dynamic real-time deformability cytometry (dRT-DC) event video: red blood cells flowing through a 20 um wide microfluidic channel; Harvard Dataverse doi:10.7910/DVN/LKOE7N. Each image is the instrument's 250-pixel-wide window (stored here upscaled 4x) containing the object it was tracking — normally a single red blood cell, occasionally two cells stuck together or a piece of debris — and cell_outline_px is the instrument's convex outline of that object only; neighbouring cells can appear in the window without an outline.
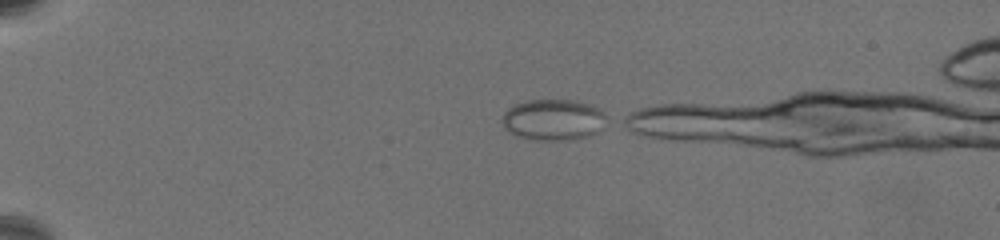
{"species": "common noctule bat (a hibernating species)", "species_latin": "Nyctalus noctula", "temperature_condition": "warm", "stored_images_in_passage": 13, "camera_frame_rate_fps": 3000, "um_per_image_px": 0.085, "animal": {"sex": "female", "body_mass_g": 19.5, "forearm_length_mm": 54.1}, "frame": {"image": 1, "passage_image": 1, "time_ms": 0.0, "image_size_px": [1000, 240], "cell_outline_px": [[608, 116], [600, 128], [596, 132], [588, 136], [572, 140], [536, 140], [516, 136], [508, 132], [504, 128], [500, 120], [504, 112], [508, 108], [516, 104], [528, 100], [572, 100], [588, 104], [604, 112]], "centroid_in_image_um": [46.98, 10.19], "position_along_channel_um": 38.0, "area_um2": 25.09}}